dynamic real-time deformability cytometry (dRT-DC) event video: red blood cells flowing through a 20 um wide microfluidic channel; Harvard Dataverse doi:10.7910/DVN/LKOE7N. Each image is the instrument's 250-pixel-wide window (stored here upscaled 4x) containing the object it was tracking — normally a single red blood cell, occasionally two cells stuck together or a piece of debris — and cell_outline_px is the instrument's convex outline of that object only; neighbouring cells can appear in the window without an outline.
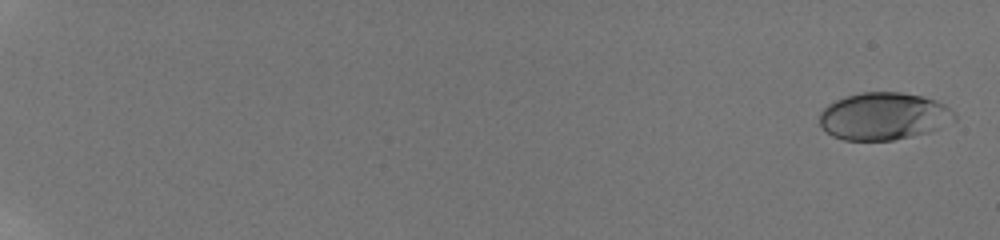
{"species": "human", "species_latin": "Homo sapiens", "temperature_condition": "room temperature", "stored_images_in_passage": 33, "camera_frame_rate_fps": 3000, "um_per_image_px": 0.085, "donor": {"sex": "male"}, "frame": {"image": 1, "passage_image": 3, "time_ms": 0.333, "image_size_px": [1000, 240], "cell_outline_px": [[956, 120], [932, 132], [892, 140], [844, 140], [832, 136], [820, 124], [820, 112], [828, 104], [844, 96], [860, 92], [900, 92], [924, 96], [936, 100], [944, 104], [956, 112]], "centroid_in_image_um": [75.16, 9.87], "position_along_channel_um": 9.8, "area_um2": 37.63}}
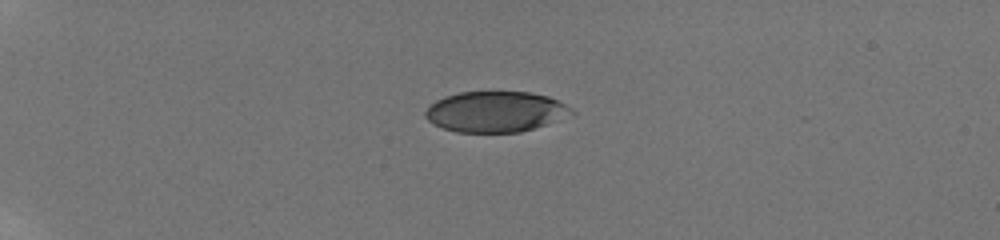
{"frame": {"image": 2, "passage_image": 25, "time_ms": 5.667, "image_size_px": [1000, 240], "cell_outline_px": [[576, 112], [548, 124], [520, 132], [456, 132], [444, 128], [428, 120], [424, 116], [424, 112], [436, 100], [444, 96], [460, 92], [528, 92], [548, 96], [564, 104]], "centroid_in_image_um": [42.11, 9.49], "position_along_channel_um": 42.9, "area_um2": 34.39}}